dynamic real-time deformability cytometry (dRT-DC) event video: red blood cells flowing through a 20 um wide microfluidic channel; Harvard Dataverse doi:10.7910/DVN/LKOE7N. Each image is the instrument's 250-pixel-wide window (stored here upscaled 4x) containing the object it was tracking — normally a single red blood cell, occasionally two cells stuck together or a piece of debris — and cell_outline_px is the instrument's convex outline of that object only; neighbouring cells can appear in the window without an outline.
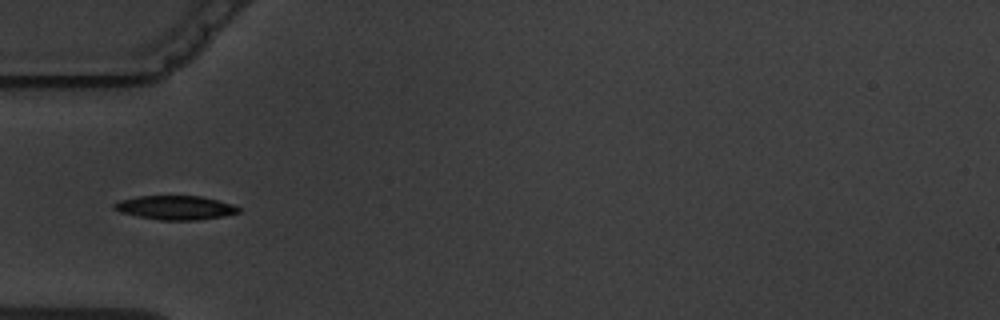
{"species": "common noctule bat (a hibernating species)", "species_latin": "Nyctalus noctula", "temperature_condition": "warm", "stored_images_in_passage": 4, "camera_frame_rate_fps": 3000, "um_per_image_px": 0.085, "animal": {"sex": "male", "body_mass_g": 19.5, "forearm_length_mm": 54.6}, "frame": {"image": 1, "passage_image": 4, "time_ms": 4.333, "image_size_px": [1000, 320], "cell_outline_px": [[240, 212], [224, 216], [196, 220], [160, 220], [120, 212], [112, 208], [112, 204], [120, 200], [140, 196], [200, 196], [232, 204], [240, 208]], "centroid_in_image_um": [14.9, 17.65], "position_along_channel_um": 70.1, "area_um2": 17.22}}